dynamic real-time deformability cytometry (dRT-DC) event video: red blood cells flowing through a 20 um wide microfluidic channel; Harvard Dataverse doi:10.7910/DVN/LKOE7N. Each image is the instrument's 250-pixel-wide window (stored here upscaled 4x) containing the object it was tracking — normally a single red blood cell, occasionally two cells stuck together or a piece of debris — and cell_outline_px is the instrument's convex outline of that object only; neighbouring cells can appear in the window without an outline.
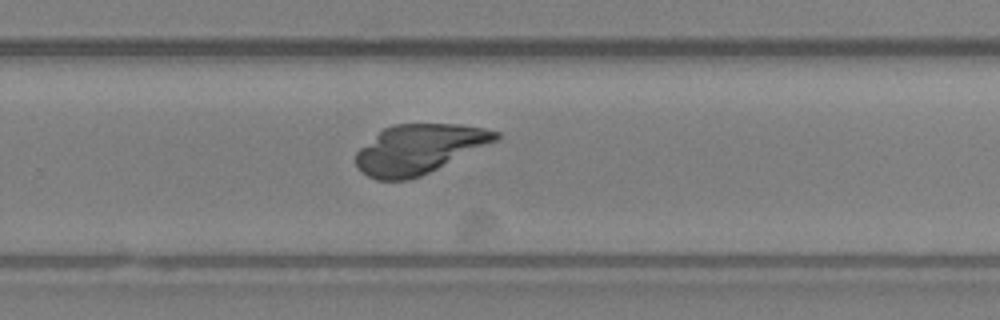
{"species": "Egyptian fruit bat (a non-hibernating species)", "species_latin": "Rousettus aegyptiacus", "temperature_condition": "room temperature", "stored_images_in_passage": 37, "camera_frame_rate_fps": 3000, "um_per_image_px": 0.085, "animal": {"sex": "female"}, "frame": {"image": 1, "passage_image": 26, "time_ms": 8.333, "image_size_px": [1000, 320], "cell_outline_px": [[500, 136], [496, 140], [420, 176], [408, 180], [376, 180], [360, 172], [356, 164], [356, 152], [360, 148], [384, 128], [392, 124], [460, 124], [484, 128], [500, 132]], "centroid_in_image_um": [35.57, 12.66], "position_along_channel_um": 294.2, "area_um2": 39.65}}